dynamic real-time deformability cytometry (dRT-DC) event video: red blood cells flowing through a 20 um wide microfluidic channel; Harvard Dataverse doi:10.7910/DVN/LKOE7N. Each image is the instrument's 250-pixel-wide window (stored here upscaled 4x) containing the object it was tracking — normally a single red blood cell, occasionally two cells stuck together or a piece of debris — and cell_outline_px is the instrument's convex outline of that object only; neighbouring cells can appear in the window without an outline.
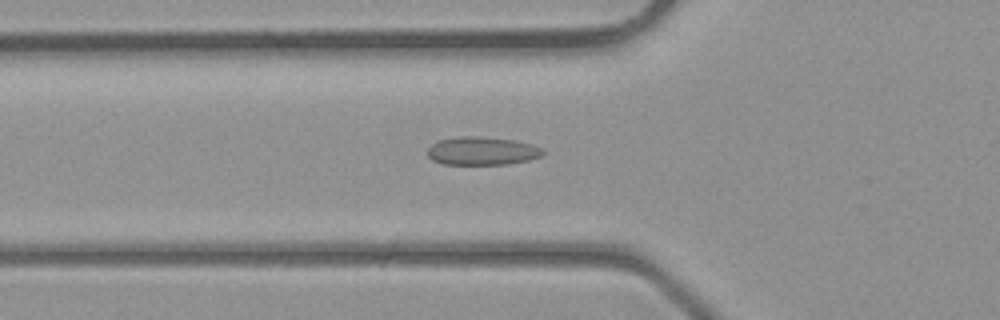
{"species": "common noctule bat (a hibernating species)", "species_latin": "Nyctalus noctula", "temperature_condition": "room temperature", "stored_images_in_passage": 38, "camera_frame_rate_fps": 3000, "um_per_image_px": 0.085, "animal": {"sex": "male", "body_mass_g": 23.1, "forearm_length_mm": 52.7}, "frame": {"image": 1, "passage_image": 13, "time_ms": 4.0, "image_size_px": [1000, 320], "cell_outline_px": [[544, 152], [540, 156], [528, 160], [508, 164], [444, 164], [432, 160], [428, 156], [428, 148], [436, 140], [460, 136], [476, 136], [516, 140], [532, 144], [544, 148]], "centroid_in_image_um": [40.97, 12.82], "position_along_channel_um": 84.8, "area_um2": 19.07}}
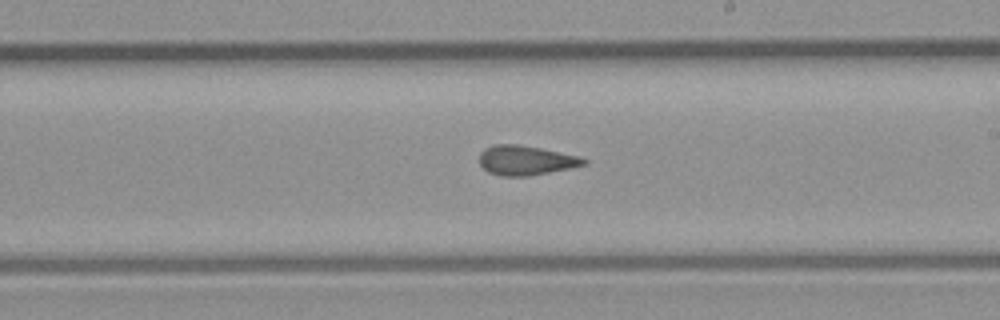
{"frame": {"image": 2, "passage_image": 22, "time_ms": 7.0, "image_size_px": [1000, 320], "cell_outline_px": [[588, 164], [528, 176], [500, 176], [488, 172], [480, 164], [480, 152], [484, 148], [496, 144], [520, 144], [580, 156], [588, 160]], "centroid_in_image_um": [44.69, 13.62], "position_along_channel_um": 244.3, "area_um2": 17.98}}
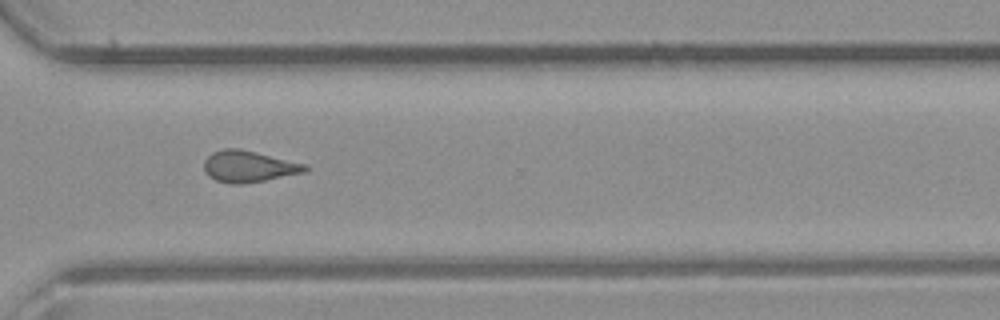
{"frame": {"image": 3, "passage_image": 28, "time_ms": 9.0, "image_size_px": [1000, 320], "cell_outline_px": [[308, 172], [264, 180], [240, 184], [232, 184], [216, 180], [208, 176], [204, 172], [204, 160], [212, 152], [224, 148], [240, 148], [308, 164]], "centroid_in_image_um": [21.15, 14.14], "position_along_channel_um": 349.4, "area_um2": 18.73}}